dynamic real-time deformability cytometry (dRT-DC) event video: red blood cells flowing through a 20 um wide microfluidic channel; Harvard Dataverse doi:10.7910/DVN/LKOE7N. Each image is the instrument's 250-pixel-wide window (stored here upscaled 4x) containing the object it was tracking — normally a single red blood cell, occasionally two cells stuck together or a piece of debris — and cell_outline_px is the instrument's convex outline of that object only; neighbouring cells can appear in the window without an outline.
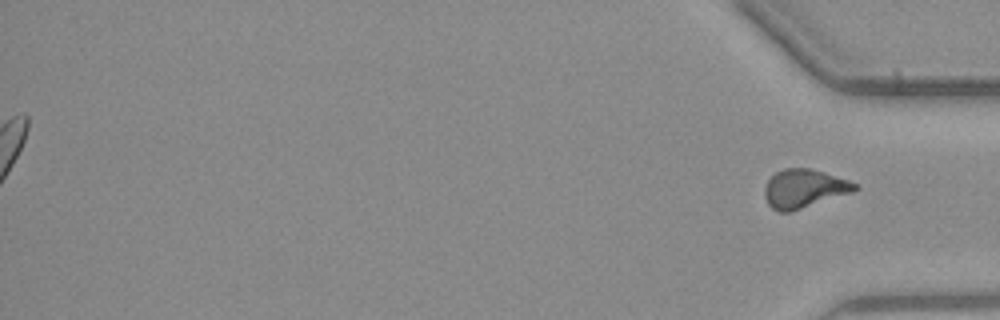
{"species": "common noctule bat (a hibernating species)", "species_latin": "Nyctalus noctula", "temperature_condition": "warm", "stored_images_in_passage": 46, "segment_of_instrument_passage": [2, 2], "camera_frame_rate_fps": 3000, "um_per_image_px": 0.085, "animal": {"sex": "male", "body_mass_g": 23.1, "forearm_length_mm": 52.7}, "frame": {"image": 1, "passage_image": 46, "time_ms": 15.0, "image_size_px": [1000, 320], "cell_outline_px": [[860, 188], [852, 192], [792, 212], [776, 212], [768, 204], [764, 196], [764, 188], [768, 180], [776, 172], [784, 168], [808, 168], [824, 172], [848, 180], [856, 184]], "centroid_in_image_um": [68.32, 16.04], "position_along_channel_um": 366.9, "area_um2": 20.35}}